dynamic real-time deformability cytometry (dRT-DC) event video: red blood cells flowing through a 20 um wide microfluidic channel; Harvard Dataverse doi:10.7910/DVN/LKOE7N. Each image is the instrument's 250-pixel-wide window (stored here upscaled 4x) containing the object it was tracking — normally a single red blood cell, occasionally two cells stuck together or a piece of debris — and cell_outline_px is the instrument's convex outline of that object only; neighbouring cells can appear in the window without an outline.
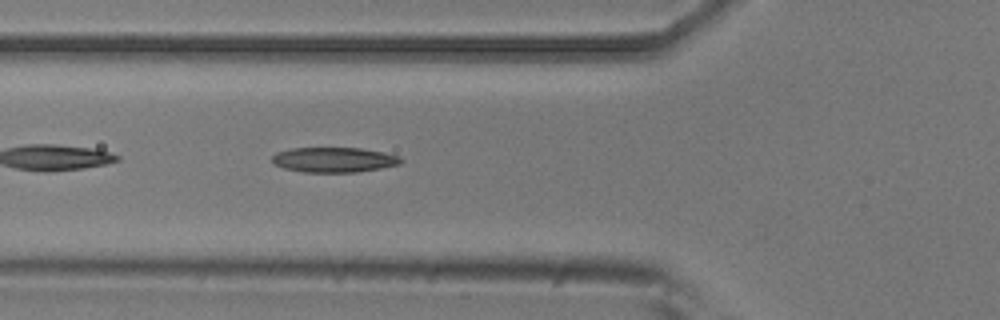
{"species": "common noctule bat (a hibernating species)", "species_latin": "Nyctalus noctula", "temperature_condition": "room temperature", "stored_images_in_passage": 39, "camera_frame_rate_fps": 3000, "um_per_image_px": 0.085, "animal": {"sex": "male", "body_mass_g": 20.5, "forearm_length_mm": 52.5}, "frame": {"image": 1, "passage_image": 4, "time_ms": 1.0, "image_size_px": [1000, 320], "cell_outline_px": [[404, 160], [400, 164], [380, 168], [356, 172], [304, 172], [284, 168], [276, 164], [272, 160], [272, 156], [276, 152], [292, 148], [360, 148], [384, 152], [400, 156]], "centroid_in_image_um": [28.41, 13.57], "position_along_channel_um": 97.4, "area_um2": 18.73}}
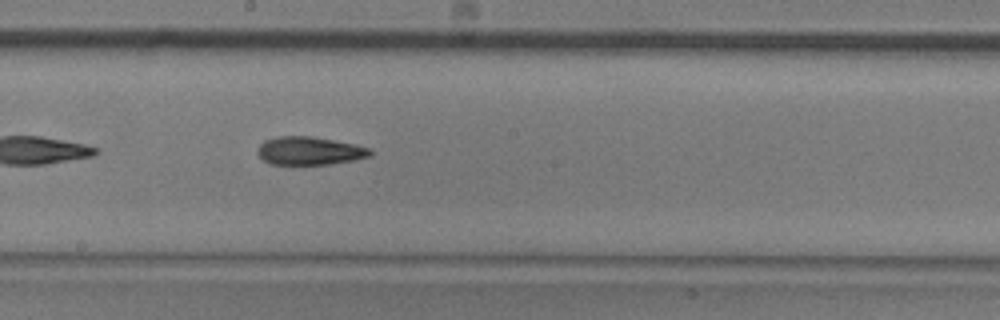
{"frame": {"image": 2, "passage_image": 14, "time_ms": 4.333, "image_size_px": [1000, 320], "cell_outline_px": [[372, 156], [352, 160], [328, 164], [272, 164], [264, 160], [256, 152], [260, 144], [264, 140], [276, 136], [312, 136], [356, 144], [368, 148], [372, 152]], "centroid_in_image_um": [26.3, 12.81], "position_along_channel_um": 221.9, "area_um2": 18.44}}
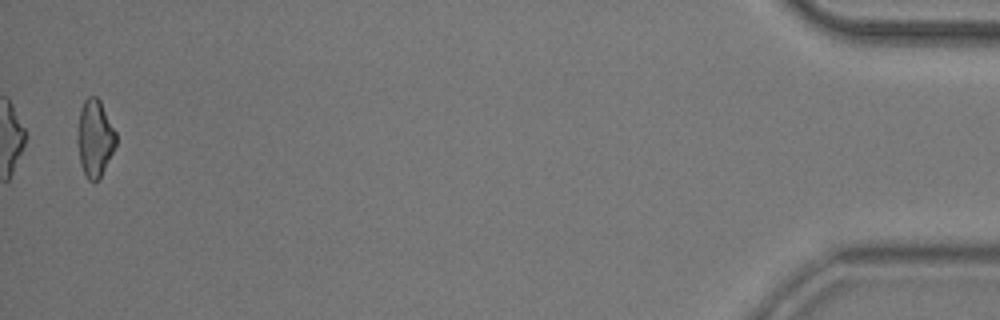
{"frame": {"image": 3, "passage_image": 38, "time_ms": 12.333, "image_size_px": [1000, 320], "cell_outline_px": [[116, 144], [100, 176], [96, 180], [88, 180], [80, 164], [76, 140], [76, 136], [80, 108], [84, 100], [88, 96], [96, 96], [100, 100], [116, 132]], "centroid_in_image_um": [8.03, 11.7], "position_along_channel_um": 427.2, "area_um2": 17.22}, "authors_computed_cell_mechanics": {"area_um2": 18.3226, "velocity_mm_per_s": 3.7118, "shape_relaxation_time_tau1_ms": 7.7862, "shape_relaxation_time_tau2_ms": 7.0472, "deformation_change_tau1": 0.1975, "deformation_change_tau2": 0.1697}}